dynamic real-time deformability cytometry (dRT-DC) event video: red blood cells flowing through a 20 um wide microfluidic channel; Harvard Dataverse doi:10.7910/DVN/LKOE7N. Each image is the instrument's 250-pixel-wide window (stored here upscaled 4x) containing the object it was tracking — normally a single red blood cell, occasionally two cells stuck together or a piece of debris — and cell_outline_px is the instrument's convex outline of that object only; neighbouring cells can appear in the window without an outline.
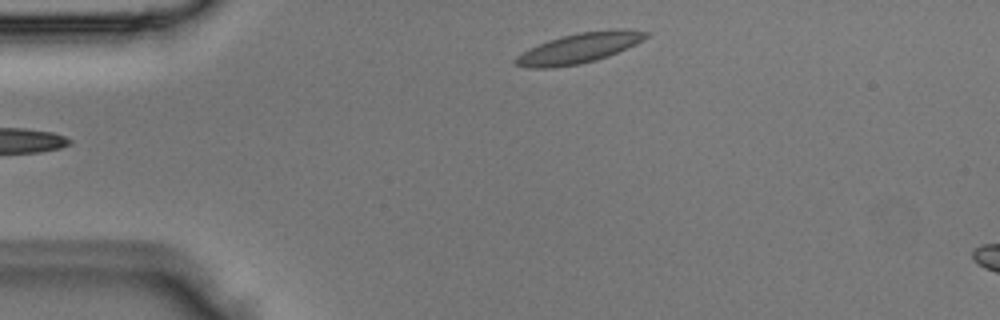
{"species": "Egyptian fruit bat (a non-hibernating species)", "species_latin": "Rousettus aegyptiacus", "temperature_condition": "room temperature", "stored_images_in_passage": 2, "camera_frame_rate_fps": 3000, "um_per_image_px": 0.085, "animal": {"sex": "male"}, "frame": {"image": 1, "passage_image": 2, "time_ms": 0.333, "image_size_px": [1000, 320], "cell_outline_px": [[652, 32], [644, 40], [608, 56], [596, 60], [580, 64], [552, 68], [528, 68], [512, 64], [512, 60], [516, 56], [548, 40], [560, 36], [580, 32], [616, 28], [624, 28]], "centroid_in_image_um": [49.25, 4.08], "position_along_channel_um": 35.8, "area_um2": 23.06}}